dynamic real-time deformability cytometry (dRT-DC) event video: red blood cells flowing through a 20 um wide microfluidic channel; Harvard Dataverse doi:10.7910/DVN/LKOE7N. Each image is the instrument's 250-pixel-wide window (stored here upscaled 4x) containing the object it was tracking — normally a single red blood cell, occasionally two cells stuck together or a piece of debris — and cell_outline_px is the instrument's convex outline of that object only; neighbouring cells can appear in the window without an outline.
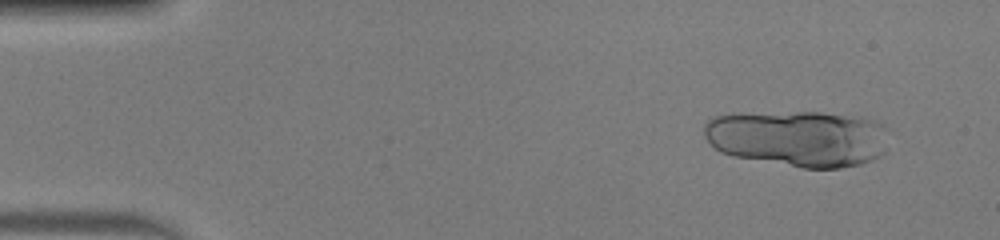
{"species": "human", "species_latin": "Homo sapiens", "temperature_condition": "warm", "stored_images_in_passage": 23, "segment_of_instrument_passage": [1, 2], "camera_frame_rate_fps": 3000, "um_per_image_px": 0.085, "donor": {"sex": "male"}, "frame": {"image": 1, "passage_image": 4, "time_ms": 1.0, "image_size_px": [1000, 240], "cell_outline_px": [[884, 152], [880, 156], [872, 160], [860, 164], [840, 168], [804, 168], [732, 156], [720, 152], [704, 136], [704, 124], [712, 116], [736, 112], [820, 112], [864, 116], [880, 124], [884, 128]], "centroid_in_image_um": [67.79, 11.74], "position_along_channel_um": 17.2, "area_um2": 61.15}}